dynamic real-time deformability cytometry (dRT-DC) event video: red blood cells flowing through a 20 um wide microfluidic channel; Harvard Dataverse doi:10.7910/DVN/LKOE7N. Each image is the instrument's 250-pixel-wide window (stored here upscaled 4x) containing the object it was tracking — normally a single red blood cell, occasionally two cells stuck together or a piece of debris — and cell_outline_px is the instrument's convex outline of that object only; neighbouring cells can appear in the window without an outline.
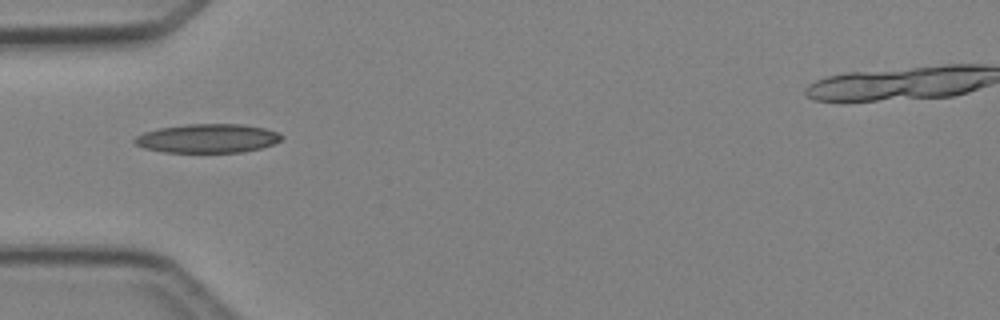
{"species": "Egyptian fruit bat (a non-hibernating species)", "species_latin": "Rousettus aegyptiacus", "temperature_condition": "cold", "stored_images_in_passage": 1, "camera_frame_rate_fps": 3000, "um_per_image_px": 0.085, "animal": {"sex": "female"}, "frame": {"image": 1, "passage_image": 1, "time_ms": 0.0, "image_size_px": [1000, 320], "cell_outline_px": [[284, 136], [280, 140], [272, 144], [260, 148], [244, 152], [164, 152], [144, 148], [136, 144], [132, 140], [136, 136], [144, 132], [160, 128], [188, 124], [244, 124], [264, 128], [276, 132]], "centroid_in_image_um": [17.63, 11.76], "position_along_channel_um": 67.4, "area_um2": 24.62}}